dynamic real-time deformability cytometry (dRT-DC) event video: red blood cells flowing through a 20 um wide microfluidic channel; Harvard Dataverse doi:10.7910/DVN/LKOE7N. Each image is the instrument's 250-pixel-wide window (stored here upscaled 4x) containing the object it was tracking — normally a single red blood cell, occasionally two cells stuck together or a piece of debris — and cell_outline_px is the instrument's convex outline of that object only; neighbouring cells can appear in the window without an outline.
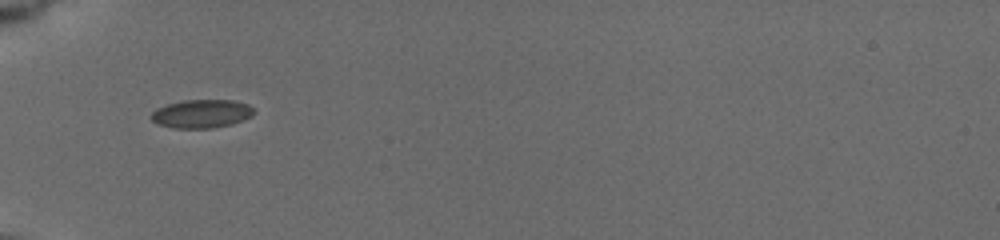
{"species": "common noctule bat (a hibernating species)", "species_latin": "Nyctalus noctula", "temperature_condition": "cold", "stored_images_in_passage": 3, "camera_frame_rate_fps": 3000, "um_per_image_px": 0.085, "animal": {"sex": "female", "body_mass_g": 19.5, "forearm_length_mm": 54.1}, "frame": {"image": 1, "passage_image": 1, "time_ms": 0.0, "image_size_px": [1000, 240], "cell_outline_px": [[252, 116], [232, 124], [212, 128], [172, 128], [160, 124], [152, 120], [152, 112], [156, 108], [168, 104], [184, 100], [236, 100], [248, 104], [252, 108]], "centroid_in_image_um": [17.14, 9.66], "position_along_channel_um": 67.9, "area_um2": 16.88}}